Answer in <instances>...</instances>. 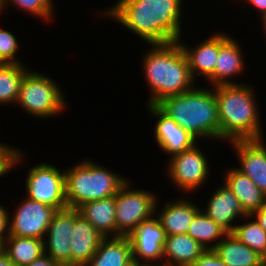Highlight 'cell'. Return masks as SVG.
I'll use <instances>...</instances> for the list:
<instances>
[{
  "instance_id": "1",
  "label": "cell",
  "mask_w": 266,
  "mask_h": 266,
  "mask_svg": "<svg viewBox=\"0 0 266 266\" xmlns=\"http://www.w3.org/2000/svg\"><path fill=\"white\" fill-rule=\"evenodd\" d=\"M183 0H118L101 11L150 44L178 41L181 37Z\"/></svg>"
},
{
  "instance_id": "2",
  "label": "cell",
  "mask_w": 266,
  "mask_h": 266,
  "mask_svg": "<svg viewBox=\"0 0 266 266\" xmlns=\"http://www.w3.org/2000/svg\"><path fill=\"white\" fill-rule=\"evenodd\" d=\"M149 47V52L142 57L143 73L152 95L147 106L195 87L187 58L178 41L150 44Z\"/></svg>"
},
{
  "instance_id": "3",
  "label": "cell",
  "mask_w": 266,
  "mask_h": 266,
  "mask_svg": "<svg viewBox=\"0 0 266 266\" xmlns=\"http://www.w3.org/2000/svg\"><path fill=\"white\" fill-rule=\"evenodd\" d=\"M213 89L220 123V141L230 143L263 139L255 90L243 83L218 85Z\"/></svg>"
},
{
  "instance_id": "4",
  "label": "cell",
  "mask_w": 266,
  "mask_h": 266,
  "mask_svg": "<svg viewBox=\"0 0 266 266\" xmlns=\"http://www.w3.org/2000/svg\"><path fill=\"white\" fill-rule=\"evenodd\" d=\"M156 105L197 140L199 138L220 140V123L214 89L195 86L187 92L163 98Z\"/></svg>"
},
{
  "instance_id": "5",
  "label": "cell",
  "mask_w": 266,
  "mask_h": 266,
  "mask_svg": "<svg viewBox=\"0 0 266 266\" xmlns=\"http://www.w3.org/2000/svg\"><path fill=\"white\" fill-rule=\"evenodd\" d=\"M129 181L93 161H82L65 170V196L68 207L115 196Z\"/></svg>"
},
{
  "instance_id": "6",
  "label": "cell",
  "mask_w": 266,
  "mask_h": 266,
  "mask_svg": "<svg viewBox=\"0 0 266 266\" xmlns=\"http://www.w3.org/2000/svg\"><path fill=\"white\" fill-rule=\"evenodd\" d=\"M29 71L23 78L16 103L27 114L41 118H51L66 107L65 95L54 79Z\"/></svg>"
},
{
  "instance_id": "7",
  "label": "cell",
  "mask_w": 266,
  "mask_h": 266,
  "mask_svg": "<svg viewBox=\"0 0 266 266\" xmlns=\"http://www.w3.org/2000/svg\"><path fill=\"white\" fill-rule=\"evenodd\" d=\"M128 181L115 195L116 237L129 236L138 225L156 216L158 200L155 193L130 188Z\"/></svg>"
},
{
  "instance_id": "8",
  "label": "cell",
  "mask_w": 266,
  "mask_h": 266,
  "mask_svg": "<svg viewBox=\"0 0 266 266\" xmlns=\"http://www.w3.org/2000/svg\"><path fill=\"white\" fill-rule=\"evenodd\" d=\"M26 195L29 199L45 205L64 209L67 206L65 196V171L56 166L41 163L29 169L26 177Z\"/></svg>"
},
{
  "instance_id": "9",
  "label": "cell",
  "mask_w": 266,
  "mask_h": 266,
  "mask_svg": "<svg viewBox=\"0 0 266 266\" xmlns=\"http://www.w3.org/2000/svg\"><path fill=\"white\" fill-rule=\"evenodd\" d=\"M167 163V173L172 183L184 193H192L207 180L209 175L208 160L199 147L184 150L170 157Z\"/></svg>"
},
{
  "instance_id": "10",
  "label": "cell",
  "mask_w": 266,
  "mask_h": 266,
  "mask_svg": "<svg viewBox=\"0 0 266 266\" xmlns=\"http://www.w3.org/2000/svg\"><path fill=\"white\" fill-rule=\"evenodd\" d=\"M15 209L12 219L9 212V235L34 237L44 240L56 208L26 197Z\"/></svg>"
},
{
  "instance_id": "11",
  "label": "cell",
  "mask_w": 266,
  "mask_h": 266,
  "mask_svg": "<svg viewBox=\"0 0 266 266\" xmlns=\"http://www.w3.org/2000/svg\"><path fill=\"white\" fill-rule=\"evenodd\" d=\"M78 216L79 213L76 208L66 207L57 210L45 234L43 240L44 254L50 256L61 266H71V233L73 232L74 220ZM46 237L48 238L46 239Z\"/></svg>"
},
{
  "instance_id": "12",
  "label": "cell",
  "mask_w": 266,
  "mask_h": 266,
  "mask_svg": "<svg viewBox=\"0 0 266 266\" xmlns=\"http://www.w3.org/2000/svg\"><path fill=\"white\" fill-rule=\"evenodd\" d=\"M166 236L157 217L153 216L142 221L128 236L132 246L133 259L144 266H157L154 261L163 260ZM149 261H153V263L151 264Z\"/></svg>"
},
{
  "instance_id": "13",
  "label": "cell",
  "mask_w": 266,
  "mask_h": 266,
  "mask_svg": "<svg viewBox=\"0 0 266 266\" xmlns=\"http://www.w3.org/2000/svg\"><path fill=\"white\" fill-rule=\"evenodd\" d=\"M149 113L158 121L155 125V140L157 145L169 157L193 147L198 141L189 132L179 126L176 121L165 114L157 105L146 106Z\"/></svg>"
},
{
  "instance_id": "14",
  "label": "cell",
  "mask_w": 266,
  "mask_h": 266,
  "mask_svg": "<svg viewBox=\"0 0 266 266\" xmlns=\"http://www.w3.org/2000/svg\"><path fill=\"white\" fill-rule=\"evenodd\" d=\"M263 139L230 142L241 166L236 169L248 176L266 194V147Z\"/></svg>"
},
{
  "instance_id": "15",
  "label": "cell",
  "mask_w": 266,
  "mask_h": 266,
  "mask_svg": "<svg viewBox=\"0 0 266 266\" xmlns=\"http://www.w3.org/2000/svg\"><path fill=\"white\" fill-rule=\"evenodd\" d=\"M240 44L227 34L220 33V48L213 75L208 79L213 87L240 84L230 78L238 76L245 69ZM241 72V73H240Z\"/></svg>"
},
{
  "instance_id": "16",
  "label": "cell",
  "mask_w": 266,
  "mask_h": 266,
  "mask_svg": "<svg viewBox=\"0 0 266 266\" xmlns=\"http://www.w3.org/2000/svg\"><path fill=\"white\" fill-rule=\"evenodd\" d=\"M206 206V209L202 211L226 233H233L236 226L233 223L237 218L248 216L238 198L224 184L216 188Z\"/></svg>"
},
{
  "instance_id": "17",
  "label": "cell",
  "mask_w": 266,
  "mask_h": 266,
  "mask_svg": "<svg viewBox=\"0 0 266 266\" xmlns=\"http://www.w3.org/2000/svg\"><path fill=\"white\" fill-rule=\"evenodd\" d=\"M104 237L80 215L74 220L71 233V266H85Z\"/></svg>"
},
{
  "instance_id": "18",
  "label": "cell",
  "mask_w": 266,
  "mask_h": 266,
  "mask_svg": "<svg viewBox=\"0 0 266 266\" xmlns=\"http://www.w3.org/2000/svg\"><path fill=\"white\" fill-rule=\"evenodd\" d=\"M181 39L182 37L178 39V42L185 53L194 80H197L195 79L196 75H203L209 79L214 73L218 58L220 33L207 37L206 40H203L204 42L198 43L197 47L191 49L187 44L185 46Z\"/></svg>"
},
{
  "instance_id": "19",
  "label": "cell",
  "mask_w": 266,
  "mask_h": 266,
  "mask_svg": "<svg viewBox=\"0 0 266 266\" xmlns=\"http://www.w3.org/2000/svg\"><path fill=\"white\" fill-rule=\"evenodd\" d=\"M201 209L188 199L178 198L164 203L157 218L166 235L186 234L193 218Z\"/></svg>"
},
{
  "instance_id": "20",
  "label": "cell",
  "mask_w": 266,
  "mask_h": 266,
  "mask_svg": "<svg viewBox=\"0 0 266 266\" xmlns=\"http://www.w3.org/2000/svg\"><path fill=\"white\" fill-rule=\"evenodd\" d=\"M115 196L89 201L76 209L104 237H116ZM112 235V236H111Z\"/></svg>"
},
{
  "instance_id": "21",
  "label": "cell",
  "mask_w": 266,
  "mask_h": 266,
  "mask_svg": "<svg viewBox=\"0 0 266 266\" xmlns=\"http://www.w3.org/2000/svg\"><path fill=\"white\" fill-rule=\"evenodd\" d=\"M225 176L226 179L223 184L235 194L247 215L259 210L266 203V194L236 167L228 170Z\"/></svg>"
},
{
  "instance_id": "22",
  "label": "cell",
  "mask_w": 266,
  "mask_h": 266,
  "mask_svg": "<svg viewBox=\"0 0 266 266\" xmlns=\"http://www.w3.org/2000/svg\"><path fill=\"white\" fill-rule=\"evenodd\" d=\"M206 249L186 234L167 235L163 247V264L166 266H190Z\"/></svg>"
},
{
  "instance_id": "23",
  "label": "cell",
  "mask_w": 266,
  "mask_h": 266,
  "mask_svg": "<svg viewBox=\"0 0 266 266\" xmlns=\"http://www.w3.org/2000/svg\"><path fill=\"white\" fill-rule=\"evenodd\" d=\"M132 260V246L128 236L107 237L101 240L85 266H126Z\"/></svg>"
},
{
  "instance_id": "24",
  "label": "cell",
  "mask_w": 266,
  "mask_h": 266,
  "mask_svg": "<svg viewBox=\"0 0 266 266\" xmlns=\"http://www.w3.org/2000/svg\"><path fill=\"white\" fill-rule=\"evenodd\" d=\"M227 266H261V255L227 233L213 249Z\"/></svg>"
},
{
  "instance_id": "25",
  "label": "cell",
  "mask_w": 266,
  "mask_h": 266,
  "mask_svg": "<svg viewBox=\"0 0 266 266\" xmlns=\"http://www.w3.org/2000/svg\"><path fill=\"white\" fill-rule=\"evenodd\" d=\"M6 254L15 266H27L44 254L43 240L8 235Z\"/></svg>"
},
{
  "instance_id": "26",
  "label": "cell",
  "mask_w": 266,
  "mask_h": 266,
  "mask_svg": "<svg viewBox=\"0 0 266 266\" xmlns=\"http://www.w3.org/2000/svg\"><path fill=\"white\" fill-rule=\"evenodd\" d=\"M187 234L208 250L214 249L227 233L202 210H200L193 218Z\"/></svg>"
},
{
  "instance_id": "27",
  "label": "cell",
  "mask_w": 266,
  "mask_h": 266,
  "mask_svg": "<svg viewBox=\"0 0 266 266\" xmlns=\"http://www.w3.org/2000/svg\"><path fill=\"white\" fill-rule=\"evenodd\" d=\"M28 72L24 64L0 63V105H16L21 83Z\"/></svg>"
},
{
  "instance_id": "28",
  "label": "cell",
  "mask_w": 266,
  "mask_h": 266,
  "mask_svg": "<svg viewBox=\"0 0 266 266\" xmlns=\"http://www.w3.org/2000/svg\"><path fill=\"white\" fill-rule=\"evenodd\" d=\"M233 234L245 245L262 255L266 250V231L253 220L235 226Z\"/></svg>"
},
{
  "instance_id": "29",
  "label": "cell",
  "mask_w": 266,
  "mask_h": 266,
  "mask_svg": "<svg viewBox=\"0 0 266 266\" xmlns=\"http://www.w3.org/2000/svg\"><path fill=\"white\" fill-rule=\"evenodd\" d=\"M8 4L17 6L19 10L29 12L28 14L42 20H53V13H55L53 0H0V13L3 12L5 7L7 8Z\"/></svg>"
},
{
  "instance_id": "30",
  "label": "cell",
  "mask_w": 266,
  "mask_h": 266,
  "mask_svg": "<svg viewBox=\"0 0 266 266\" xmlns=\"http://www.w3.org/2000/svg\"><path fill=\"white\" fill-rule=\"evenodd\" d=\"M18 48V41L14 34L0 28V63L23 64L16 57Z\"/></svg>"
},
{
  "instance_id": "31",
  "label": "cell",
  "mask_w": 266,
  "mask_h": 266,
  "mask_svg": "<svg viewBox=\"0 0 266 266\" xmlns=\"http://www.w3.org/2000/svg\"><path fill=\"white\" fill-rule=\"evenodd\" d=\"M8 144L0 143V177L15 168L24 158L20 149L11 147Z\"/></svg>"
},
{
  "instance_id": "32",
  "label": "cell",
  "mask_w": 266,
  "mask_h": 266,
  "mask_svg": "<svg viewBox=\"0 0 266 266\" xmlns=\"http://www.w3.org/2000/svg\"><path fill=\"white\" fill-rule=\"evenodd\" d=\"M190 266H227L213 249L205 250Z\"/></svg>"
},
{
  "instance_id": "33",
  "label": "cell",
  "mask_w": 266,
  "mask_h": 266,
  "mask_svg": "<svg viewBox=\"0 0 266 266\" xmlns=\"http://www.w3.org/2000/svg\"><path fill=\"white\" fill-rule=\"evenodd\" d=\"M8 220L9 212L0 205V239H6L9 235Z\"/></svg>"
},
{
  "instance_id": "34",
  "label": "cell",
  "mask_w": 266,
  "mask_h": 266,
  "mask_svg": "<svg viewBox=\"0 0 266 266\" xmlns=\"http://www.w3.org/2000/svg\"><path fill=\"white\" fill-rule=\"evenodd\" d=\"M244 219L256 220L257 223L266 231V203L259 210L253 212L251 215L246 216Z\"/></svg>"
},
{
  "instance_id": "35",
  "label": "cell",
  "mask_w": 266,
  "mask_h": 266,
  "mask_svg": "<svg viewBox=\"0 0 266 266\" xmlns=\"http://www.w3.org/2000/svg\"><path fill=\"white\" fill-rule=\"evenodd\" d=\"M27 266H61L58 262L54 261L50 256L43 254L40 258L34 260Z\"/></svg>"
},
{
  "instance_id": "36",
  "label": "cell",
  "mask_w": 266,
  "mask_h": 266,
  "mask_svg": "<svg viewBox=\"0 0 266 266\" xmlns=\"http://www.w3.org/2000/svg\"><path fill=\"white\" fill-rule=\"evenodd\" d=\"M247 2L259 10L258 13L260 12V16L266 13V0H247Z\"/></svg>"
},
{
  "instance_id": "37",
  "label": "cell",
  "mask_w": 266,
  "mask_h": 266,
  "mask_svg": "<svg viewBox=\"0 0 266 266\" xmlns=\"http://www.w3.org/2000/svg\"><path fill=\"white\" fill-rule=\"evenodd\" d=\"M0 266H15L8 258V255L5 254L0 257Z\"/></svg>"
},
{
  "instance_id": "38",
  "label": "cell",
  "mask_w": 266,
  "mask_h": 266,
  "mask_svg": "<svg viewBox=\"0 0 266 266\" xmlns=\"http://www.w3.org/2000/svg\"><path fill=\"white\" fill-rule=\"evenodd\" d=\"M6 254V239H0V257Z\"/></svg>"
},
{
  "instance_id": "39",
  "label": "cell",
  "mask_w": 266,
  "mask_h": 266,
  "mask_svg": "<svg viewBox=\"0 0 266 266\" xmlns=\"http://www.w3.org/2000/svg\"><path fill=\"white\" fill-rule=\"evenodd\" d=\"M260 18H261V22H262V25H263V29H264V31L266 33V13L261 15Z\"/></svg>"
},
{
  "instance_id": "40",
  "label": "cell",
  "mask_w": 266,
  "mask_h": 266,
  "mask_svg": "<svg viewBox=\"0 0 266 266\" xmlns=\"http://www.w3.org/2000/svg\"><path fill=\"white\" fill-rule=\"evenodd\" d=\"M261 266H266V250H265V252L261 255Z\"/></svg>"
},
{
  "instance_id": "41",
  "label": "cell",
  "mask_w": 266,
  "mask_h": 266,
  "mask_svg": "<svg viewBox=\"0 0 266 266\" xmlns=\"http://www.w3.org/2000/svg\"><path fill=\"white\" fill-rule=\"evenodd\" d=\"M126 266H144L140 263H138L136 260H132L129 264H127Z\"/></svg>"
}]
</instances>
